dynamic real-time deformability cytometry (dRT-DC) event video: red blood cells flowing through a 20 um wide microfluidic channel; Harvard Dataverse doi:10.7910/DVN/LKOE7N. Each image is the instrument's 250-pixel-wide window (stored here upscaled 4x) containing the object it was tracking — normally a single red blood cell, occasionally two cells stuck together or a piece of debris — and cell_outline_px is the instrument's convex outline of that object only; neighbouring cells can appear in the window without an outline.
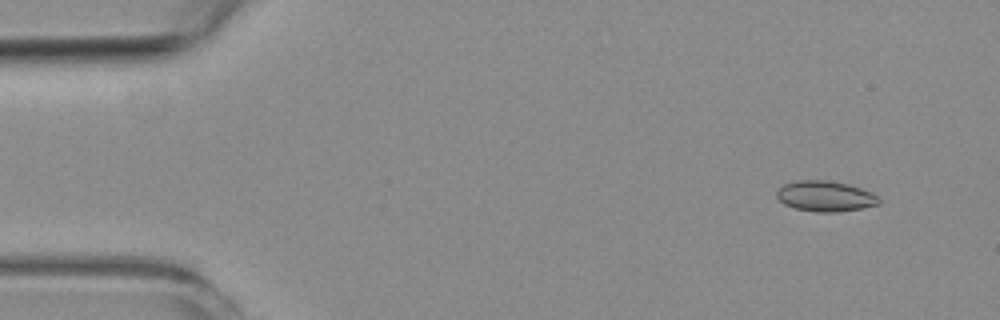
{"species": "common noctule bat (a hibernating species)", "species_latin": "Nyctalus noctula", "temperature_condition": "room temperature", "stored_images_in_passage": 5, "camera_frame_rate_fps": 3000, "um_per_image_px": 0.085, "animal": {"sex": "female", "body_mass_g": 19.3, "forearm_length_mm": 54.1}, "frame": {"image": 1, "passage_image": 1, "time_ms": 0.0, "image_size_px": [1000, 320], "cell_outline_px": [[880, 204], [860, 208], [836, 212], [816, 212], [796, 208], [784, 204], [776, 196], [776, 188], [784, 184], [796, 180], [828, 180], [848, 184], [872, 192], [880, 200]], "centroid_in_image_um": [70.12, 16.66], "position_along_channel_um": 14.9, "area_um2": 18.21}}
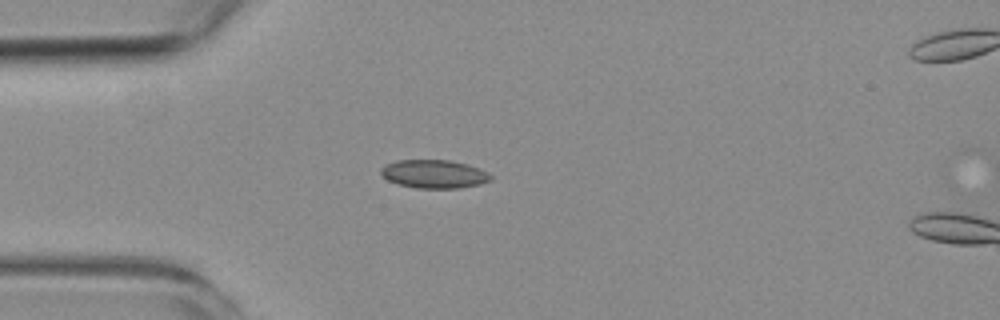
{"frame": {"image": 2, "passage_image": 4, "time_ms": 3.333, "image_size_px": [1000, 320], "cell_outline_px": [[492, 180], [480, 184], [460, 188], [416, 188], [396, 184], [388, 180], [380, 172], [380, 168], [384, 164], [396, 160], [452, 160], [468, 164], [480, 168], [488, 172], [492, 176]], "centroid_in_image_um": [36.9, 14.78], "position_along_channel_um": 48.1, "area_um2": 18.44}}